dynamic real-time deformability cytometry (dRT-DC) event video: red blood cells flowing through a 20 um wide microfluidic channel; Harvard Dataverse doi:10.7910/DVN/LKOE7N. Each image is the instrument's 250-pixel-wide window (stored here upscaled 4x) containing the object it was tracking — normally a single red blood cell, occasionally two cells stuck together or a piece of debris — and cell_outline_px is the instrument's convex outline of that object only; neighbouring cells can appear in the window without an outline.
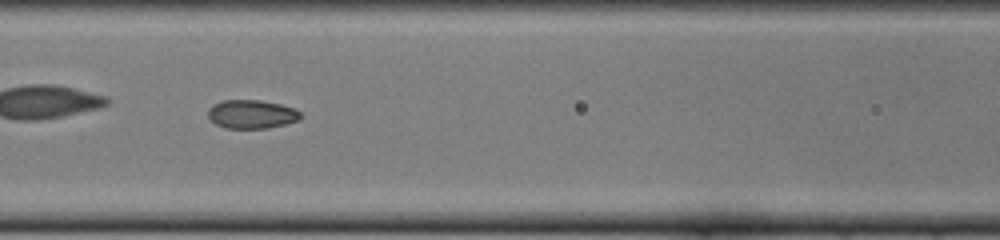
{"species": "common noctule bat (a hibernating species)", "species_latin": "Nyctalus noctula", "temperature_condition": "cold", "stored_images_in_passage": 48, "camera_frame_rate_fps": 3000, "um_per_image_px": 0.085, "animal": {"sex": "female", "body_mass_g": 22.0, "forearm_length_mm": 56.7}, "frame": {"image": 1, "passage_image": 21, "time_ms": 6.667, "image_size_px": [1000, 240], "cell_outline_px": [[300, 120], [268, 128], [224, 128], [216, 124], [208, 116], [208, 108], [212, 104], [224, 100], [260, 100], [280, 104], [296, 108], [300, 112]], "centroid_in_image_um": [21.39, 9.7], "position_along_channel_um": 145.2, "area_um2": 15.49}, "authors_computed_cell_mechanics": {"area_um2": 16.2418, "velocity_mm_per_s": 3.913, "shape_relaxation_time_tau1_ms": null, "shape_relaxation_time_tau2_ms": 1.0279, "deformation_change_tau1": null, "deformation_change_tau2": 0.0533}}